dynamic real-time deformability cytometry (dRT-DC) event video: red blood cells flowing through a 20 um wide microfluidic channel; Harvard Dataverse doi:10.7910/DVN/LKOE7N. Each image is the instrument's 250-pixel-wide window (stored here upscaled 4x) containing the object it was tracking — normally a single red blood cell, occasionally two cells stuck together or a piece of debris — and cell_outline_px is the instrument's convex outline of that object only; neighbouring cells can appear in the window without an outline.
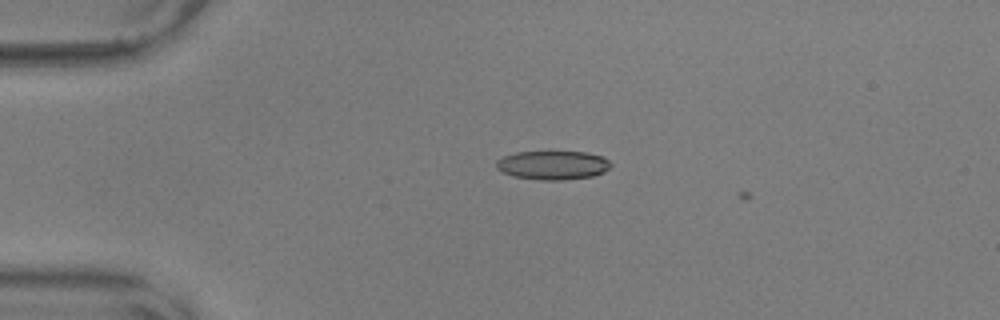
{"species": "common noctule bat (a hibernating species)", "species_latin": "Nyctalus noctula", "temperature_condition": "warm", "stored_images_in_passage": 2, "camera_frame_rate_fps": 3000, "um_per_image_px": 0.085, "animal": {"sex": "male", "body_mass_g": 17.9, "forearm_length_mm": 54.2}, "frame": {"image": 1, "passage_image": 1, "time_ms": 0.0, "image_size_px": [1000, 320], "cell_outline_px": [[612, 164], [604, 172], [592, 176], [564, 180], [540, 180], [512, 176], [496, 168], [496, 160], [504, 156], [516, 152], [588, 152], [604, 156]], "centroid_in_image_um": [47.0, 14.04], "position_along_channel_um": 38.0, "area_um2": 19.31}}